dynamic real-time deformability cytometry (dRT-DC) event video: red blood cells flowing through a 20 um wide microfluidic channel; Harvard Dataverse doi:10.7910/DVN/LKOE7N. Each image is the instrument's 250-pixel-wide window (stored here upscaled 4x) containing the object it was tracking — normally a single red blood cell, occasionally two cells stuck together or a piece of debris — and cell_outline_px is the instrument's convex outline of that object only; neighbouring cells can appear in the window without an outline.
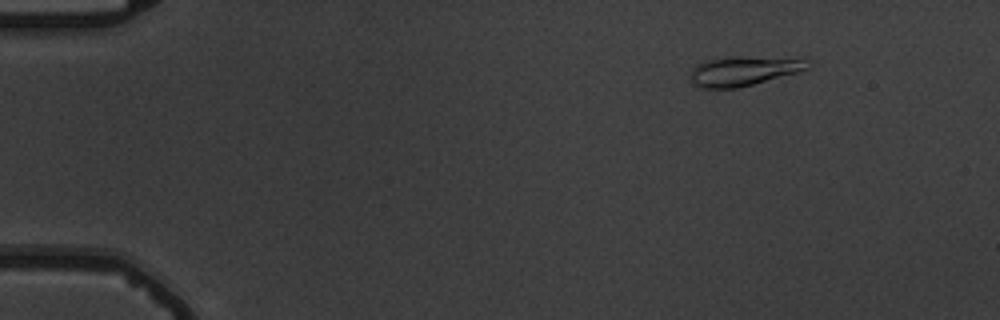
{"species": "common noctule bat (a hibernating species)", "species_latin": "Nyctalus noctula", "temperature_condition": "warm", "stored_images_in_passage": 5, "camera_frame_rate_fps": 3000, "um_per_image_px": 0.085, "animal": {"sex": "male", "body_mass_g": 19.5, "forearm_length_mm": 54.6}, "frame": {"image": 1, "passage_image": 2, "time_ms": 1.333, "image_size_px": [1000, 320], "cell_outline_px": [[812, 68], [800, 72], [736, 88], [700, 88], [692, 84], [692, 68], [696, 64], [708, 60], [728, 56], [804, 56], [812, 60]], "centroid_in_image_um": [63.4, 5.97], "position_along_channel_um": 21.6, "area_um2": 21.15}}